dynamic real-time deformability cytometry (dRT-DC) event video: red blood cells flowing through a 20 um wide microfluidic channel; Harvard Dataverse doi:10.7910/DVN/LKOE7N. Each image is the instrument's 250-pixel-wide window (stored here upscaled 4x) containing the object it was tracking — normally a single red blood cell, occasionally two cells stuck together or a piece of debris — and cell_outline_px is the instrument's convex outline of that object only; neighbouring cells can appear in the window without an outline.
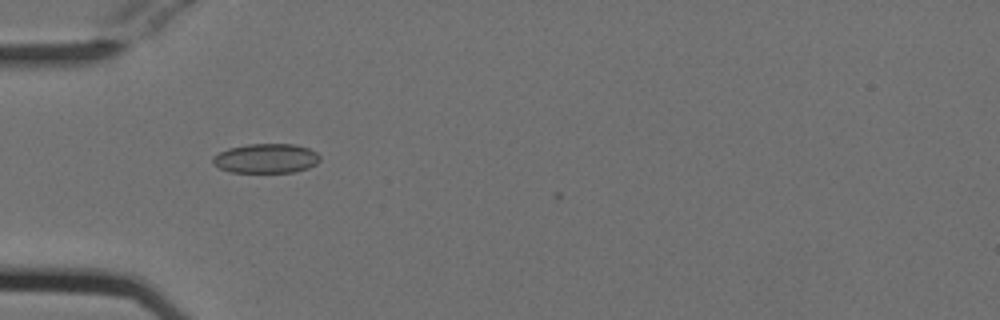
{"species": "Egyptian fruit bat (a non-hibernating species)", "species_latin": "Rousettus aegyptiacus", "temperature_condition": "cold", "stored_images_in_passage": 3, "camera_frame_rate_fps": 3000, "um_per_image_px": 0.085, "animal": {"sex": "female"}, "frame": {"image": 1, "passage_image": 1, "time_ms": 0.0, "image_size_px": [1000, 320], "cell_outline_px": [[320, 160], [316, 164], [308, 168], [296, 172], [232, 172], [220, 168], [212, 164], [212, 156], [228, 148], [248, 144], [296, 144], [308, 148], [316, 152], [320, 156]], "centroid_in_image_um": [22.62, 13.46], "position_along_channel_um": 62.4, "area_um2": 18.5}}